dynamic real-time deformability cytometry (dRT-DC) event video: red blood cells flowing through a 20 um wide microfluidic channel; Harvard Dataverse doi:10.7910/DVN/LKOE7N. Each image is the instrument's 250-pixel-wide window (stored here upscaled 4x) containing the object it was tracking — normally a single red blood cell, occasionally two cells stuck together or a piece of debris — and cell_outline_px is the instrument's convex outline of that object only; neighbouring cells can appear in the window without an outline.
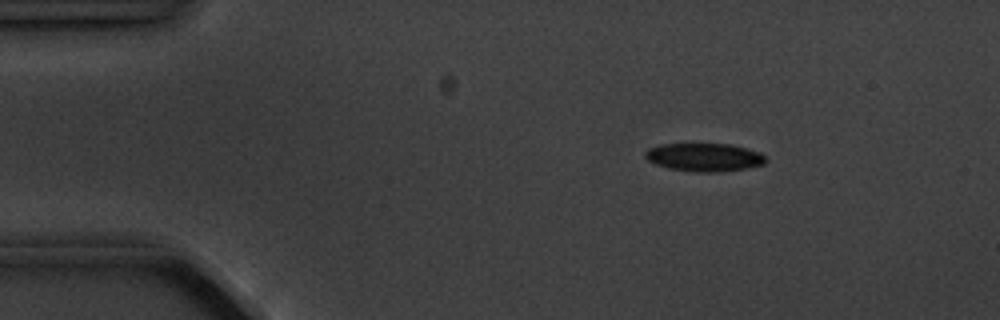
{"species": "common noctule bat (a hibernating species)", "species_latin": "Nyctalus noctula", "temperature_condition": "cold", "stored_images_in_passage": 5, "camera_frame_rate_fps": 3000, "um_per_image_px": 0.085, "animal": {"sex": "male", "body_mass_g": 20.1, "forearm_length_mm": 53.5}, "frame": {"image": 1, "passage_image": 3, "time_ms": 2.333, "image_size_px": [1000, 320], "cell_outline_px": [[764, 164], [744, 168], [720, 172], [696, 172], [668, 168], [656, 164], [648, 160], [644, 156], [644, 152], [648, 148], [660, 144], [728, 144], [760, 152], [764, 156]], "centroid_in_image_um": [59.8, 13.36], "position_along_channel_um": 25.2, "area_um2": 19.59}}